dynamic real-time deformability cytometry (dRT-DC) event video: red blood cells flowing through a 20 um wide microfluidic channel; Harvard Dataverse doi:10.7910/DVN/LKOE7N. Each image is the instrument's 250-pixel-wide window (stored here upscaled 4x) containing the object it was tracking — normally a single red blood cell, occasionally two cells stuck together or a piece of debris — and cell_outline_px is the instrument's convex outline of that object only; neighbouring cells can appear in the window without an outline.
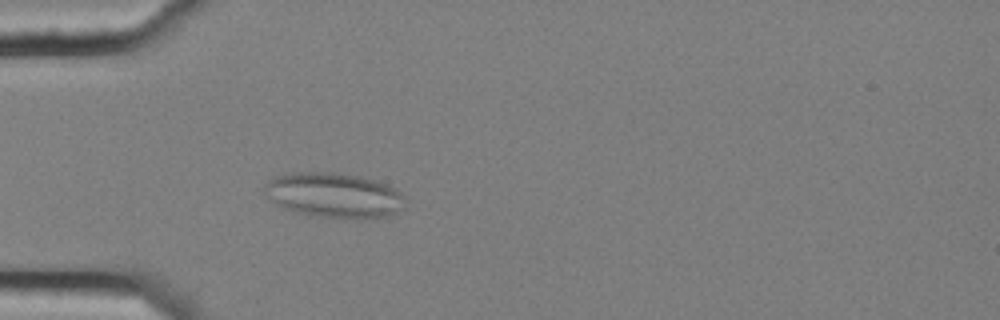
{"species": "common noctule bat (a hibernating species)", "species_latin": "Nyctalus noctula", "temperature_condition": "cold", "stored_images_in_passage": 4, "camera_frame_rate_fps": 3000, "um_per_image_px": 0.085, "animal": {"sex": "female", "body_mass_g": 25.1}, "frame": {"image": 1, "passage_image": 4, "time_ms": 1.0, "image_size_px": [1000, 320], "cell_outline_px": [[408, 200], [404, 208], [380, 220], [360, 220], [320, 216], [296, 212], [284, 208], [268, 196], [264, 192], [264, 184], [268, 180], [276, 176], [292, 172], [332, 172], [360, 176], [376, 180], [388, 184], [396, 188]], "centroid_in_image_um": [28.49, 16.61], "position_along_channel_um": 56.5, "area_um2": 37.57}}